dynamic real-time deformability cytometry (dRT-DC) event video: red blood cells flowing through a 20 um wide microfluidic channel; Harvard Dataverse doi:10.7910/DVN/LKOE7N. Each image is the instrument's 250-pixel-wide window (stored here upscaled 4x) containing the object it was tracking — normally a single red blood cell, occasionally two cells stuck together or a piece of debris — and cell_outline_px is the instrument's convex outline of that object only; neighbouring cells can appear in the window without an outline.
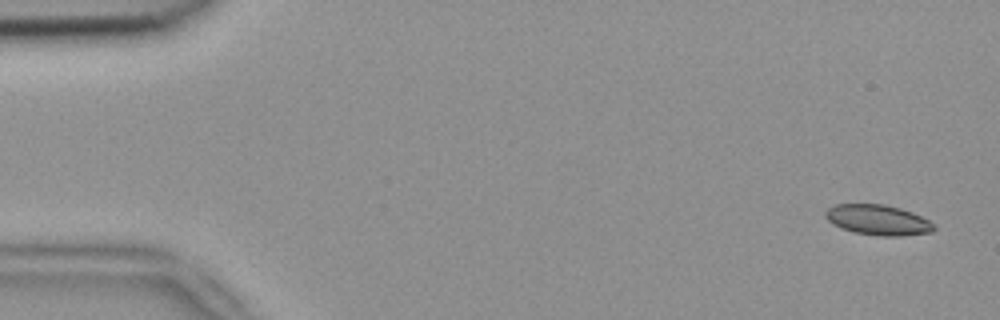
{"species": "common noctule bat (a hibernating species)", "species_latin": "Nyctalus noctula", "temperature_condition": "room temperature", "stored_images_in_passage": 8, "camera_frame_rate_fps": 3000, "um_per_image_px": 0.085, "animal": {"sex": "female", "body_mass_g": 18.4}, "frame": {"image": 1, "passage_image": 1, "time_ms": 0.0, "image_size_px": [1000, 320], "cell_outline_px": [[936, 228], [932, 232], [900, 236], [880, 236], [856, 232], [840, 228], [832, 224], [824, 216], [824, 212], [828, 208], [836, 204], [884, 204], [900, 208], [912, 212], [928, 220]], "centroid_in_image_um": [74.6, 18.69], "position_along_channel_um": 10.4, "area_um2": 19.13}}
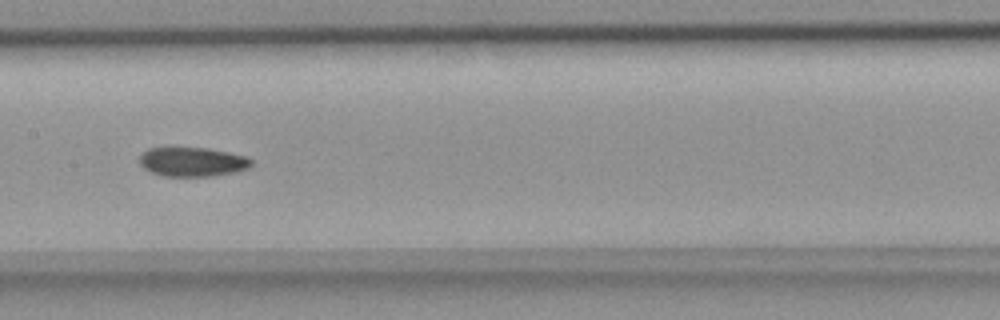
{"frame": {"image": 2, "passage_image": 8, "time_ms": 2.333, "image_size_px": [1000, 320], "cell_outline_px": [[252, 164], [248, 168], [216, 176], [164, 176], [152, 172], [144, 168], [140, 164], [140, 156], [148, 148], [208, 148], [248, 156], [252, 160]], "centroid_in_image_um": [16.38, 13.76], "position_along_channel_um": 191.0, "area_um2": 18.96}}